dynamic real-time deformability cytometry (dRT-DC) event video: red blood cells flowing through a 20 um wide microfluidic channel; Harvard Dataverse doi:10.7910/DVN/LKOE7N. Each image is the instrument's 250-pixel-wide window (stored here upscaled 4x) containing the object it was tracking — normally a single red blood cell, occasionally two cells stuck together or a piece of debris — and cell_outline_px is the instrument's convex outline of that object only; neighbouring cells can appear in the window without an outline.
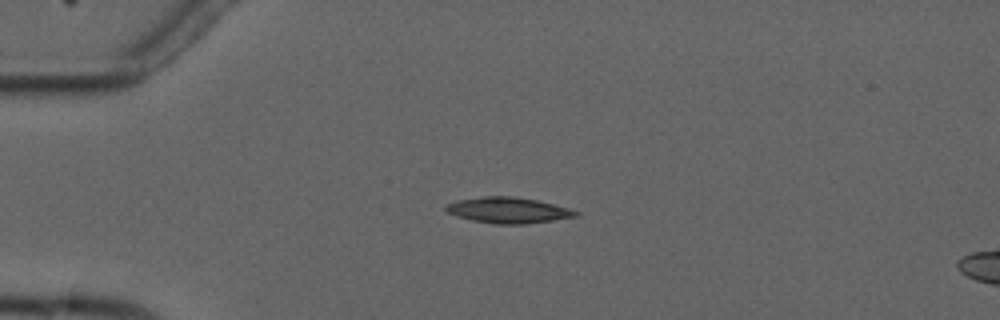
{"species": "common noctule bat (a hibernating species)", "species_latin": "Nyctalus noctula", "temperature_condition": "cold", "stored_images_in_passage": 4, "camera_frame_rate_fps": 3000, "um_per_image_px": 0.085, "animal": {"sex": "male", "forearm_length_mm": 52.5}, "frame": {"image": 1, "passage_image": 3, "time_ms": 2.333, "image_size_px": [1000, 320], "cell_outline_px": [[580, 216], [524, 224], [496, 224], [472, 220], [456, 216], [448, 212], [444, 208], [444, 204], [460, 200], [484, 196], [512, 196], [536, 200], [568, 208], [580, 212]], "centroid_in_image_um": [43.19, 17.87], "position_along_channel_um": 41.8, "area_um2": 19.42}}